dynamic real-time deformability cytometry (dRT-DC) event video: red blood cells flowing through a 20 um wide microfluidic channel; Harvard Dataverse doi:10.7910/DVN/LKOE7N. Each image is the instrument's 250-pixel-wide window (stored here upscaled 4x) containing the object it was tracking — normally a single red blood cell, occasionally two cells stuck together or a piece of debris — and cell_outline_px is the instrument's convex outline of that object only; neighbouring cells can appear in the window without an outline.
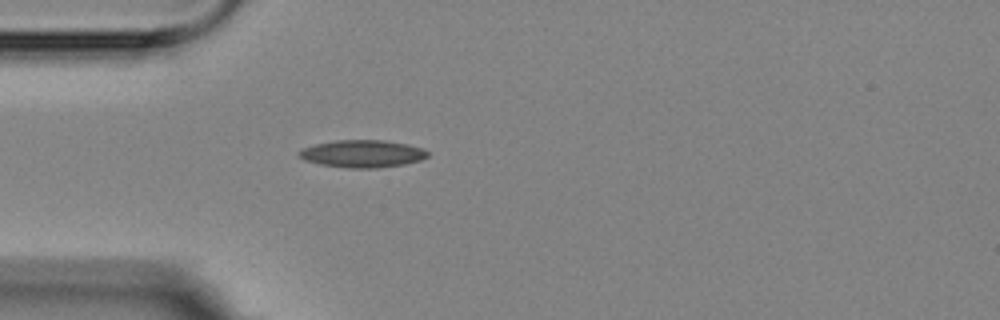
{"species": "Egyptian fruit bat (a non-hibernating species)", "species_latin": "Rousettus aegyptiacus", "temperature_condition": "room temperature", "stored_images_in_passage": 3, "camera_frame_rate_fps": 3000, "um_per_image_px": 0.085, "animal": {"sex": "female"}, "frame": {"image": 1, "passage_image": 3, "time_ms": 3.333, "image_size_px": [1000, 320], "cell_outline_px": [[428, 156], [420, 160], [404, 164], [376, 168], [348, 168], [320, 164], [304, 160], [296, 152], [304, 148], [316, 144], [336, 140], [380, 140], [408, 144], [424, 148], [428, 152]], "centroid_in_image_um": [30.81, 13.06], "position_along_channel_um": 54.2, "area_um2": 20.46}}